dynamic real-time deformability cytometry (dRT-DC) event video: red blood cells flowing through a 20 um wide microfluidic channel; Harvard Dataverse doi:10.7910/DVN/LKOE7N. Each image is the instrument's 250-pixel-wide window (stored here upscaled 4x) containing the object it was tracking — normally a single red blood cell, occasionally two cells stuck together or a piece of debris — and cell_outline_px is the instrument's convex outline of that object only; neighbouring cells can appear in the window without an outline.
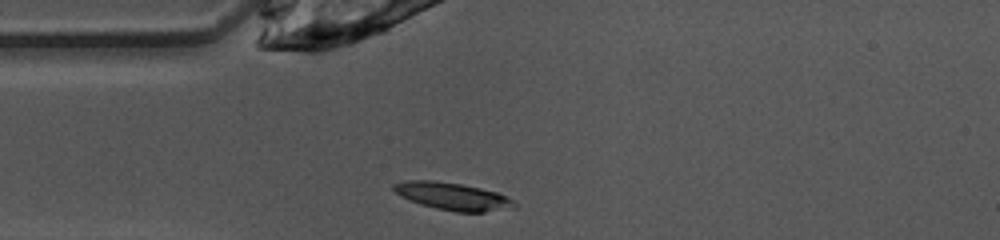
{"species": "common noctule bat (a hibernating species)", "species_latin": "Nyctalus noctula", "temperature_condition": "warm", "stored_images_in_passage": 38, "camera_frame_rate_fps": 3000, "um_per_image_px": 0.085, "animal": {"sex": "female", "body_mass_g": 10.0, "forearm_length_mm": 53.1}, "frame": {"image": 1, "passage_image": 1, "time_ms": 0.0, "image_size_px": [1000, 240], "cell_outline_px": [[516, 208], [484, 212], [456, 212], [436, 208], [420, 204], [408, 200], [396, 192], [392, 188], [392, 184], [404, 180], [432, 180], [460, 184], [480, 188], [496, 192], [508, 196], [516, 204]], "centroid_in_image_um": [38.48, 16.69], "position_along_channel_um": 46.5, "area_um2": 19.36}}
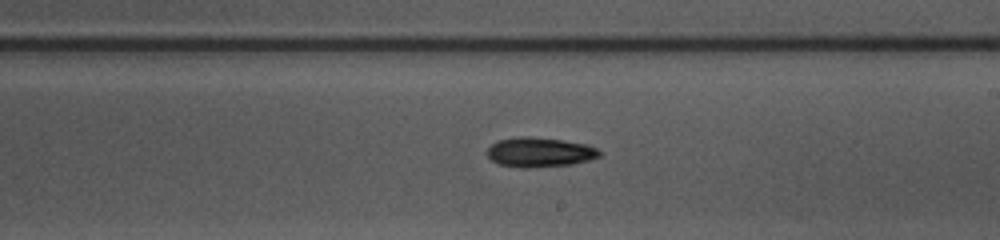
{"frame": {"image": 2, "passage_image": 16, "time_ms": 5.0, "image_size_px": [1000, 240], "cell_outline_px": [[600, 156], [588, 160], [572, 164], [528, 168], [520, 168], [500, 164], [492, 160], [488, 156], [488, 148], [492, 144], [500, 140], [520, 136], [524, 136], [560, 140], [588, 144], [596, 148], [600, 152]], "centroid_in_image_um": [45.88, 12.94], "position_along_channel_um": 243.1, "area_um2": 19.13}}
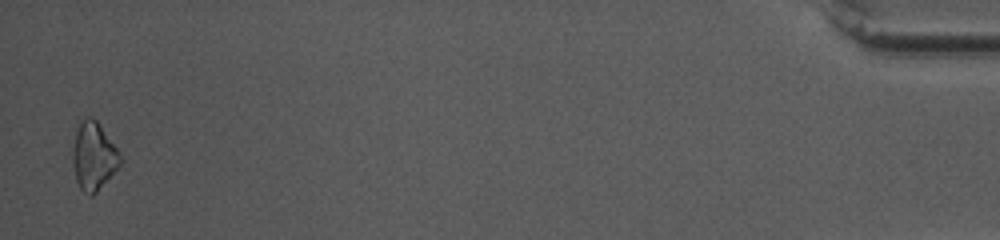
{"frame": {"image": 3, "passage_image": 37, "time_ms": 12.0, "image_size_px": [1000, 240], "cell_outline_px": [[120, 164], [96, 192], [92, 196], [88, 196], [80, 188], [76, 180], [72, 160], [72, 152], [76, 132], [80, 124], [88, 116], [92, 116], [96, 120], [120, 152]], "centroid_in_image_um": [7.94, 13.29], "position_along_channel_um": 427.3, "area_um2": 18.38}, "authors_computed_cell_mechanics": {"area_um2": 18.3515, "velocity_mm_per_s": 4.0565, "shape_relaxation_time_tau1_ms": 7.3814, "shape_relaxation_time_tau2_ms": null, "deformation_change_tau1": 0.1786, "deformation_change_tau2": null}}